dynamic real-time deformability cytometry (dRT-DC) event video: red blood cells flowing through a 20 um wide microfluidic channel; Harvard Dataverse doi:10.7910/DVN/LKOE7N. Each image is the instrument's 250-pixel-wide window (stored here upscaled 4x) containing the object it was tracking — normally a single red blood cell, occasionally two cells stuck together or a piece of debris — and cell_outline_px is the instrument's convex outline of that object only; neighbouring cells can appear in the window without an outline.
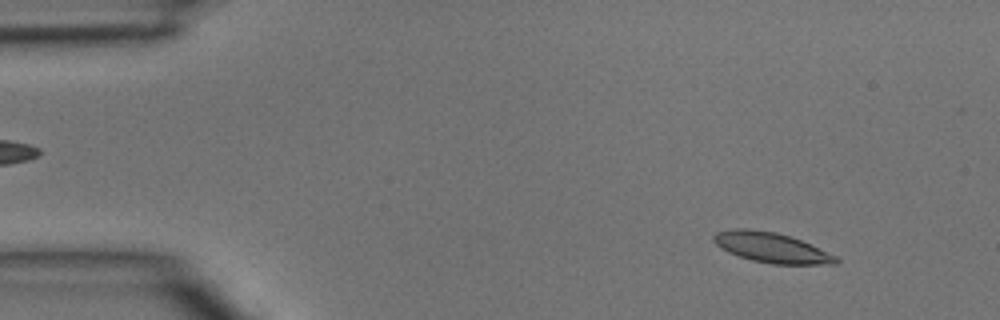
{"species": "common noctule bat (a hibernating species)", "species_latin": "Nyctalus noctula", "temperature_condition": "room temperature", "stored_images_in_passage": 45, "camera_frame_rate_fps": 3000, "um_per_image_px": 0.085, "animal": {"sex": "male", "body_mass_g": 15.6}, "frame": {"image": 1, "passage_image": 4, "time_ms": 1.0, "image_size_px": [1000, 320], "cell_outline_px": [[840, 260], [836, 264], [772, 264], [752, 260], [728, 252], [716, 244], [712, 240], [712, 236], [716, 232], [736, 228], [748, 228], [776, 232], [800, 240], [836, 256]], "centroid_in_image_um": [65.54, 21.04], "position_along_channel_um": 19.5, "area_um2": 21.21}}
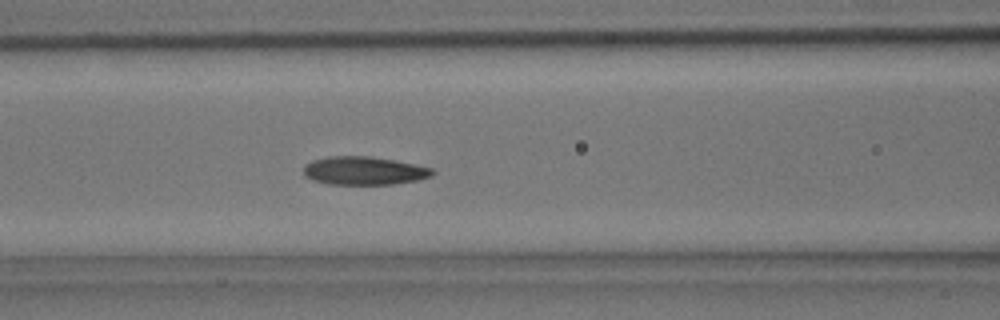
{"frame": {"image": 2, "passage_image": 18, "time_ms": 5.667, "image_size_px": [1000, 320], "cell_outline_px": [[436, 172], [432, 176], [416, 180], [392, 184], [328, 184], [312, 180], [304, 176], [304, 164], [312, 160], [328, 156], [368, 156], [416, 164], [432, 168]], "centroid_in_image_um": [30.92, 14.51], "position_along_channel_um": 135.7, "area_um2": 21.27}}
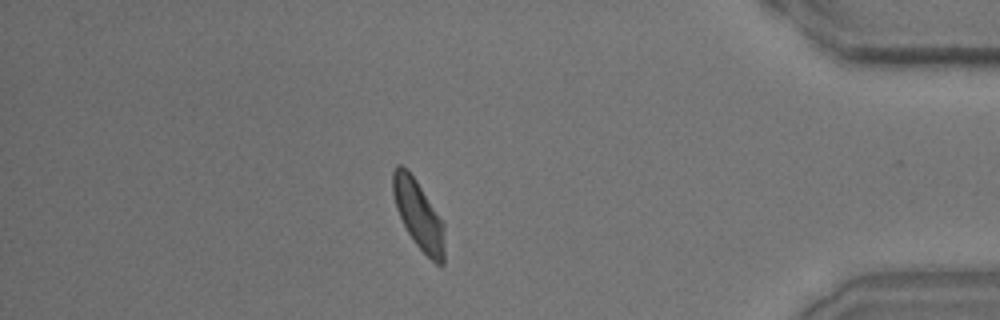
{"frame": {"image": 3, "passage_image": 39, "time_ms": 12.667, "image_size_px": [1000, 320], "cell_outline_px": [[444, 264], [436, 264], [416, 244], [408, 232], [396, 208], [392, 192], [392, 172], [396, 164], [400, 164], [416, 180], [444, 224]], "centroid_in_image_um": [35.56, 18.25], "position_along_channel_um": 399.6, "area_um2": 20.23}}